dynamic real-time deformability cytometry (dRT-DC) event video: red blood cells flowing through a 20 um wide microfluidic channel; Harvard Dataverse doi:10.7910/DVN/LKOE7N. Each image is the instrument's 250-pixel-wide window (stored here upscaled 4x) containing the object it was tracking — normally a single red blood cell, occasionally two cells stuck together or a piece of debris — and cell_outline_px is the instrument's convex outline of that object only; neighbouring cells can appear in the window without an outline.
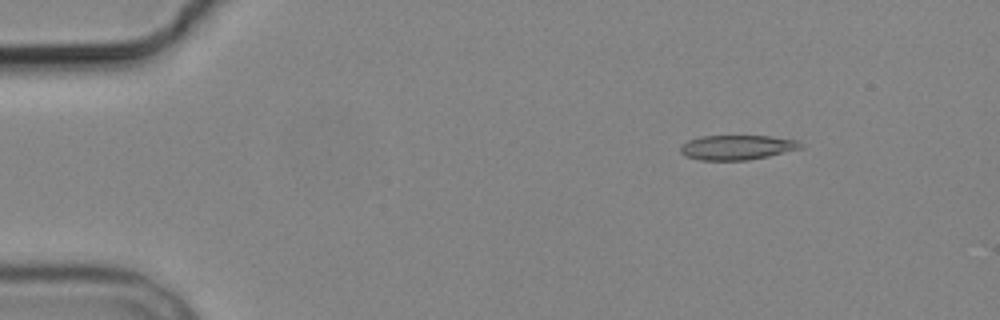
{"species": "common noctule bat (a hibernating species)", "species_latin": "Nyctalus noctula", "temperature_condition": "cold", "stored_images_in_passage": 5, "camera_frame_rate_fps": 3000, "um_per_image_px": 0.085, "animal": {"sex": "male", "body_mass_g": 19.2, "forearm_length_mm": 51.8}, "frame": {"image": 1, "passage_image": 3, "time_ms": 2.333, "image_size_px": [1000, 320], "cell_outline_px": [[804, 148], [768, 156], [748, 160], [700, 160], [688, 156], [680, 152], [680, 148], [688, 140], [700, 136], [768, 136], [796, 140], [804, 144]], "centroid_in_image_um": [62.69, 12.52], "position_along_channel_um": 22.3, "area_um2": 17.22}}